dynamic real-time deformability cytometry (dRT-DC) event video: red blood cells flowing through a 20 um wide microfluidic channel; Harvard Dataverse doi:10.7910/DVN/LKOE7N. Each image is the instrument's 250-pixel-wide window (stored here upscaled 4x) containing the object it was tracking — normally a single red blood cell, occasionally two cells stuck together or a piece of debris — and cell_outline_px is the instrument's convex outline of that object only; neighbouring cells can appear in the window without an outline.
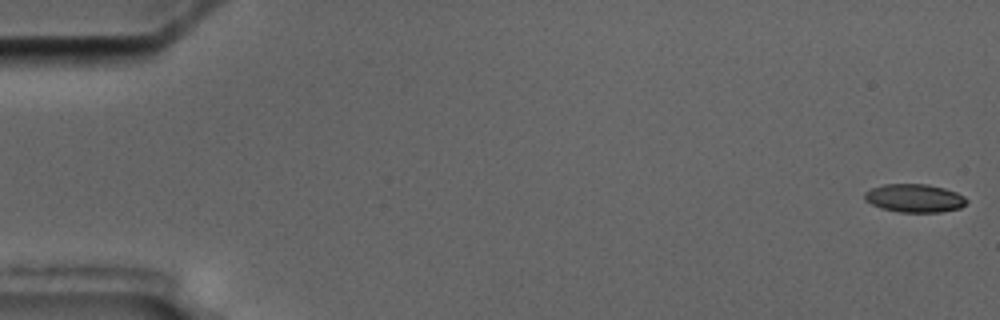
{"species": "common noctule bat (a hibernating species)", "species_latin": "Nyctalus noctula", "temperature_condition": "cold", "stored_images_in_passage": 6, "camera_frame_rate_fps": 3000, "um_per_image_px": 0.085, "animal": {"sex": "male", "body_mass_g": 17.5, "forearm_length_mm": 52.3}, "frame": {"image": 1, "passage_image": 1, "time_ms": 0.0, "image_size_px": [1000, 320], "cell_outline_px": [[968, 200], [960, 208], [940, 212], [900, 212], [880, 208], [864, 200], [864, 192], [872, 188], [884, 184], [928, 184], [944, 188], [956, 192], [964, 196]], "centroid_in_image_um": [77.72, 16.84], "position_along_channel_um": 7.3, "area_um2": 16.82}}
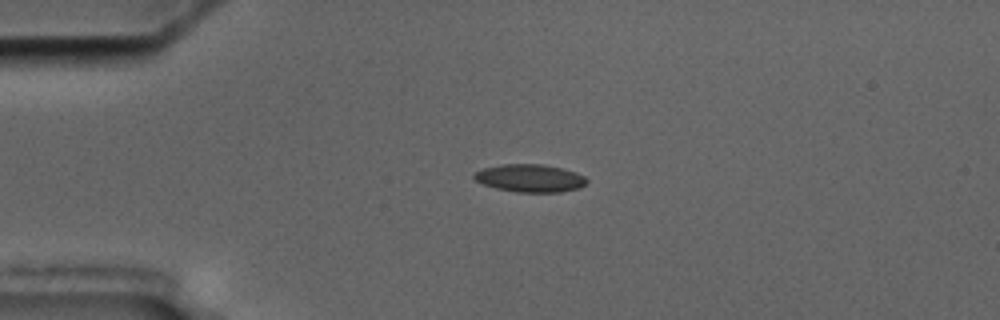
{"frame": {"image": 2, "passage_image": 4, "time_ms": 4.333, "image_size_px": [1000, 320], "cell_outline_px": [[588, 180], [580, 188], [560, 192], [516, 192], [496, 188], [484, 184], [476, 180], [472, 176], [476, 172], [484, 168], [500, 164], [540, 164], [560, 168], [576, 172], [584, 176]], "centroid_in_image_um": [45.05, 15.14], "position_along_channel_um": 39.9, "area_um2": 18.09}}